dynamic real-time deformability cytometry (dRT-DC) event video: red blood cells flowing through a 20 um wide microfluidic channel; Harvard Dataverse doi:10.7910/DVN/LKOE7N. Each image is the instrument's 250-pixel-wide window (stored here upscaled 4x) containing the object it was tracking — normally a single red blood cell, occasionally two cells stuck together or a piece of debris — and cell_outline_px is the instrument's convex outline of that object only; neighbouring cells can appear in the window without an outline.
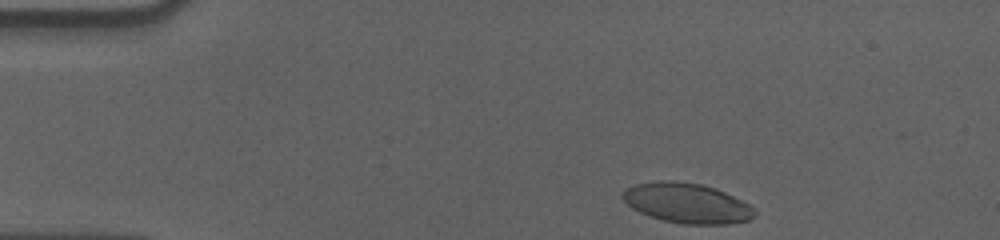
{"species": "human", "species_latin": "Homo sapiens", "temperature_condition": "cold", "stored_images_in_passage": 40, "camera_frame_rate_fps": 3000, "um_per_image_px": 0.085, "donor": {"sex": "male"}, "frame": {"image": 1, "passage_image": 1, "time_ms": 0.0, "image_size_px": [1000, 240], "cell_outline_px": [[756, 216], [748, 220], [728, 224], [684, 224], [664, 220], [640, 212], [632, 208], [620, 196], [628, 188], [636, 184], [656, 180], [672, 180], [700, 184], [716, 188], [756, 208]], "centroid_in_image_um": [58.41, 17.26], "position_along_channel_um": 26.6, "area_um2": 30.58}}
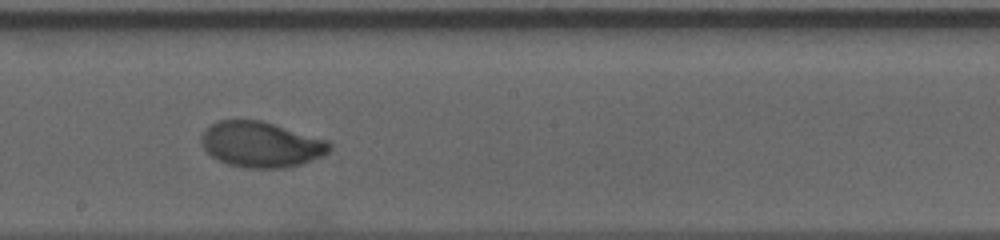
{"frame": {"image": 2, "passage_image": 24, "time_ms": 7.667, "image_size_px": [1000, 240], "cell_outline_px": [[332, 148], [324, 156], [300, 164], [284, 168], [244, 168], [228, 164], [216, 160], [200, 144], [200, 136], [216, 120], [260, 120], [328, 140], [332, 144]], "centroid_in_image_um": [22.19, 12.29], "position_along_channel_um": 226.0, "area_um2": 34.16}}
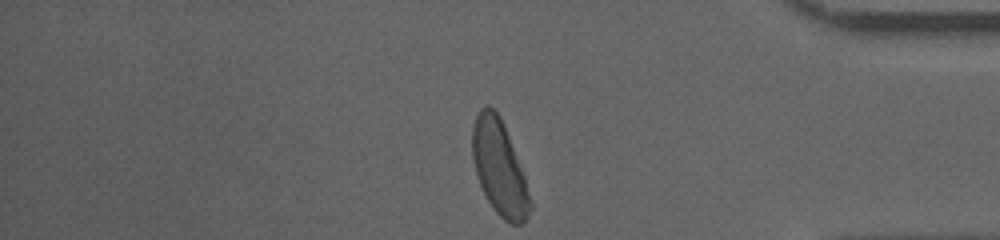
{"frame": {"image": 3, "passage_image": 40, "time_ms": 13.0, "image_size_px": [1000, 240], "cell_outline_px": [[532, 208], [524, 224], [512, 224], [504, 220], [496, 212], [488, 200], [476, 176], [472, 160], [472, 128], [476, 116], [480, 108], [488, 104], [500, 116], [524, 176], [532, 204]], "centroid_in_image_um": [42.43, 14.28], "position_along_channel_um": 392.8, "area_um2": 31.56}, "authors_computed_cell_mechanics": {"area_um2": 33.1772, "velocity_mm_per_s": 3.5574, "shape_relaxation_time_tau1_ms": 3.1838, "shape_relaxation_time_tau2_ms": 1.0292, "deformation_change_tau1": 0.1488, "deformation_change_tau2": 0.0441}}